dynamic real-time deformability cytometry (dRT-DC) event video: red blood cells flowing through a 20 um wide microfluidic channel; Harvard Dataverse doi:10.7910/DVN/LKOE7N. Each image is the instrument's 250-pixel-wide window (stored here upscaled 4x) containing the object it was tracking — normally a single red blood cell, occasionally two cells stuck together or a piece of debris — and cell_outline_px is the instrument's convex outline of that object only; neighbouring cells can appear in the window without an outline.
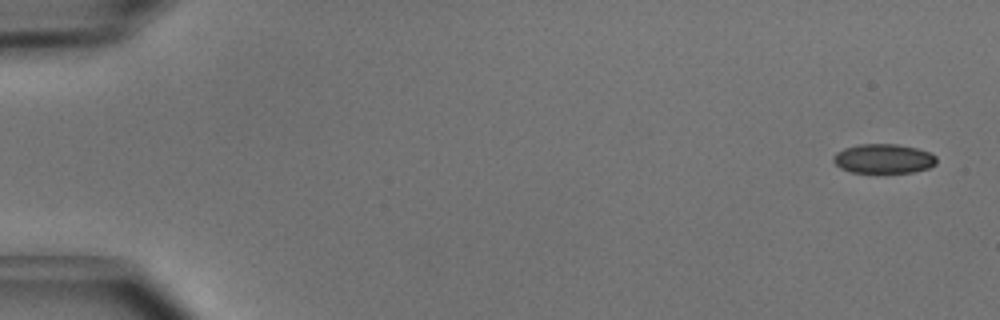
{"species": "common noctule bat (a hibernating species)", "species_latin": "Nyctalus noctula", "temperature_condition": "cold", "stored_images_in_passage": 6, "camera_frame_rate_fps": 3000, "um_per_image_px": 0.085, "animal": {"sex": "male", "body_mass_g": 15.6}, "frame": {"image": 1, "passage_image": 1, "time_ms": 0.0, "image_size_px": [1000, 320], "cell_outline_px": [[936, 164], [928, 168], [912, 172], [852, 172], [840, 168], [832, 160], [832, 156], [836, 152], [844, 148], [856, 144], [896, 144], [916, 148], [928, 152], [936, 156]], "centroid_in_image_um": [75.07, 13.48], "position_along_channel_um": 9.9, "area_um2": 17.63}}
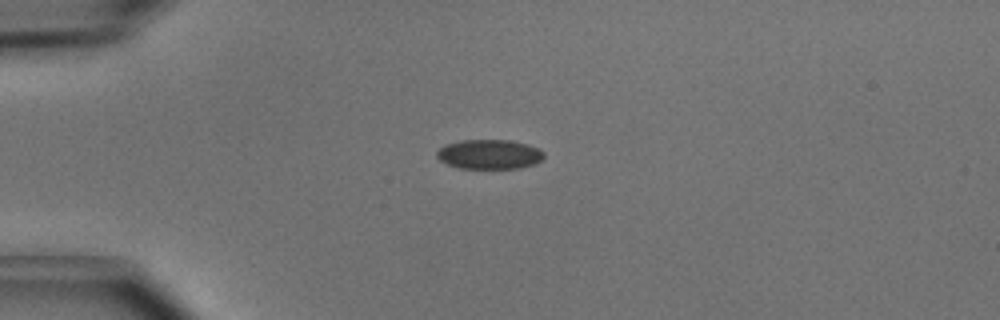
{"frame": {"image": 2, "passage_image": 4, "time_ms": 1.0, "image_size_px": [1000, 320], "cell_outline_px": [[544, 156], [536, 164], [520, 168], [460, 168], [448, 164], [440, 160], [436, 156], [436, 152], [444, 144], [460, 140], [508, 140], [528, 144], [540, 148], [544, 152]], "centroid_in_image_um": [41.61, 13.11], "position_along_channel_um": 43.4, "area_um2": 18.55}}